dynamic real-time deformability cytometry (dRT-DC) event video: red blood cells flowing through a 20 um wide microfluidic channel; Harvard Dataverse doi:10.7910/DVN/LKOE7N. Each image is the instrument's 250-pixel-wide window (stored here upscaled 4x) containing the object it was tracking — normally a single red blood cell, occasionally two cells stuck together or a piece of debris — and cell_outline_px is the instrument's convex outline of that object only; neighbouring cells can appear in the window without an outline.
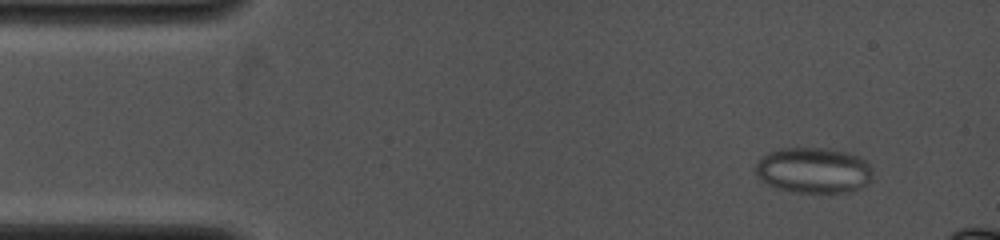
{"species": "common noctule bat (a hibernating species)", "species_latin": "Nyctalus noctula", "temperature_condition": "cold", "stored_images_in_passage": 11, "camera_frame_rate_fps": 4000, "um_per_image_px": 0.085, "animal": {"sex": "female", "body_mass_g": 19.0, "forearm_length_mm": 53.3}, "frame": {"image": 1, "passage_image": 4, "time_ms": 1.0, "image_size_px": [1000, 240], "cell_outline_px": [[872, 176], [868, 184], [860, 188], [848, 192], [820, 196], [796, 192], [776, 188], [768, 184], [756, 176], [756, 164], [764, 156], [780, 148], [828, 148], [848, 152], [872, 164]], "centroid_in_image_um": [69.21, 14.52], "position_along_channel_um": 15.8, "area_um2": 31.91}}